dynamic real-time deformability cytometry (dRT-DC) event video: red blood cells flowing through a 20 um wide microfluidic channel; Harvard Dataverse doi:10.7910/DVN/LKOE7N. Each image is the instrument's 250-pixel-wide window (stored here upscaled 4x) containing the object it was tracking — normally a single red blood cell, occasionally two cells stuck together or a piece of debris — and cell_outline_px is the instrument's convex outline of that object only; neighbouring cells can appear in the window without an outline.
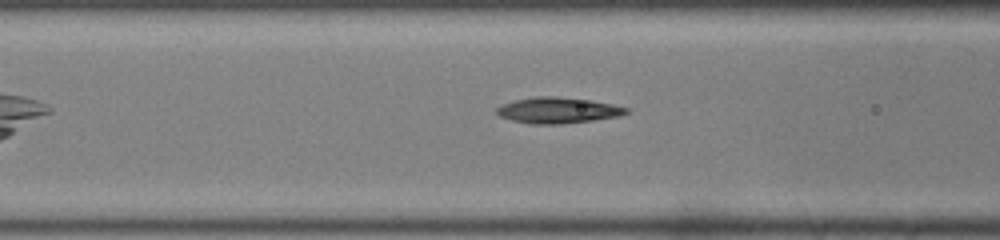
{"species": "common noctule bat (a hibernating species)", "species_latin": "Nyctalus noctula", "temperature_condition": "room temperature", "stored_images_in_passage": 9, "camera_frame_rate_fps": 3000, "um_per_image_px": 0.085, "animal": {"sex": "male", "body_mass_g": 19.0, "forearm_length_mm": 50.8}, "frame": {"image": 1, "passage_image": 7, "time_ms": 2.0, "image_size_px": [1000, 240], "cell_outline_px": [[628, 112], [620, 116], [592, 120], [560, 124], [532, 124], [512, 120], [500, 116], [496, 112], [496, 108], [504, 104], [516, 100], [536, 96], [556, 96], [588, 100], [612, 104], [628, 108]], "centroid_in_image_um": [47.42, 9.38], "position_along_channel_um": 119.2, "area_um2": 19.31}}